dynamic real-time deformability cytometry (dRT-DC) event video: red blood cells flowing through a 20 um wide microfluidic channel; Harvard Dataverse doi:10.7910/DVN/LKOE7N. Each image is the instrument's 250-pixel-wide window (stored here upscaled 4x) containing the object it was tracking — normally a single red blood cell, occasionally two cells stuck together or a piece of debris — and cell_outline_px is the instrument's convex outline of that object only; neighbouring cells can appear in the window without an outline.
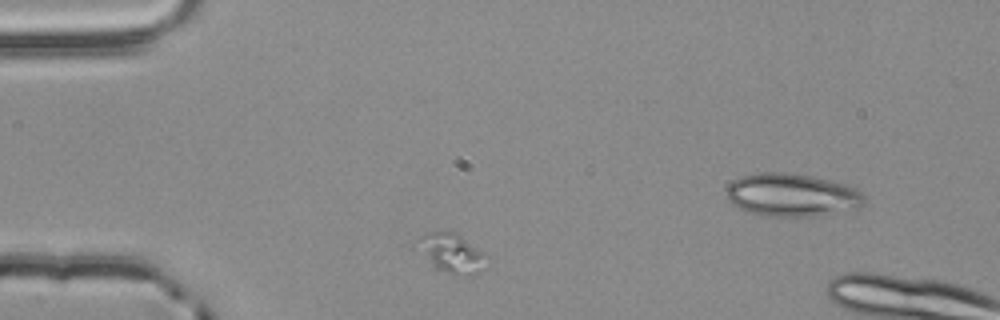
{"species": "common noctule bat (a hibernating species)", "species_latin": "Nyctalus noctula", "temperature_condition": "room temperature", "stored_images_in_passage": 2, "camera_frame_rate_fps": 3000, "um_per_image_px": 0.085, "animal": {"sex": "male", "body_mass_g": 20.4}, "frame": {"image": 1, "passage_image": 1, "time_ms": 0.0, "image_size_px": [1000, 320], "cell_outline_px": [[488, 256], [476, 272], [472, 276], [432, 268], [416, 240], [420, 236], [428, 232], [456, 232], [484, 252]], "centroid_in_image_um": [38.37, 21.48], "position_along_channel_um": 46.6, "area_um2": 15.14}}